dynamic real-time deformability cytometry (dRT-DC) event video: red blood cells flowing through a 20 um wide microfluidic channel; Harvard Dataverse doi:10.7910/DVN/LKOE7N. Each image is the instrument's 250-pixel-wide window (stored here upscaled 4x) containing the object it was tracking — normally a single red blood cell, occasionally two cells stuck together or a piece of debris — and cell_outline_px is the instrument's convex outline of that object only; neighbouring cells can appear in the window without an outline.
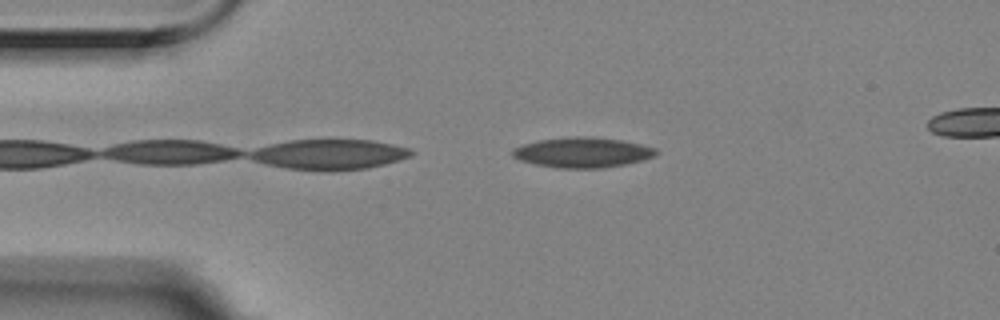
{"species": "Egyptian fruit bat (a non-hibernating species)", "species_latin": "Rousettus aegyptiacus", "temperature_condition": "room temperature", "stored_images_in_passage": 43, "camera_frame_rate_fps": 3000, "um_per_image_px": 0.085, "animal": {"sex": "female"}, "frame": {"image": 1, "passage_image": 4, "time_ms": 1.0, "image_size_px": [1000, 320], "cell_outline_px": [[660, 152], [644, 160], [624, 164], [600, 168], [560, 168], [536, 164], [520, 160], [512, 156], [512, 148], [524, 144], [540, 140], [576, 136], [580, 136], [624, 140], [656, 148]], "centroid_in_image_um": [49.53, 12.96], "position_along_channel_um": 35.5, "area_um2": 25.03}}
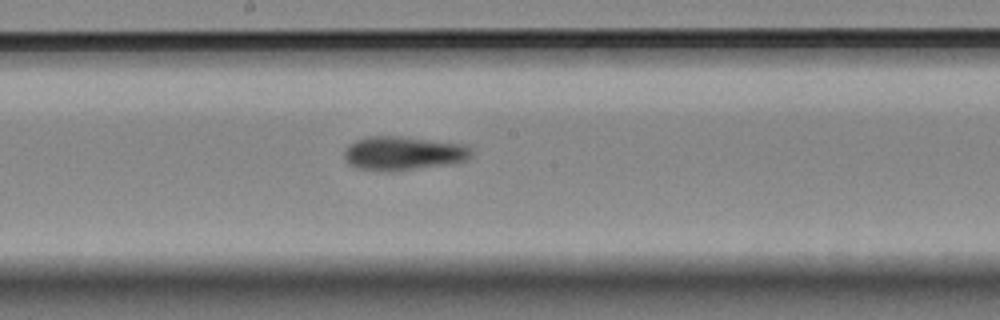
{"frame": {"image": 2, "passage_image": 22, "time_ms": 7.0, "image_size_px": [1000, 320], "cell_outline_px": [[472, 152], [464, 160], [448, 164], [388, 172], [356, 168], [348, 164], [344, 156], [344, 152], [348, 144], [356, 140], [368, 136], [400, 136], [464, 144]], "centroid_in_image_um": [34.19, 13.03], "position_along_channel_um": 214.0, "area_um2": 24.91}}
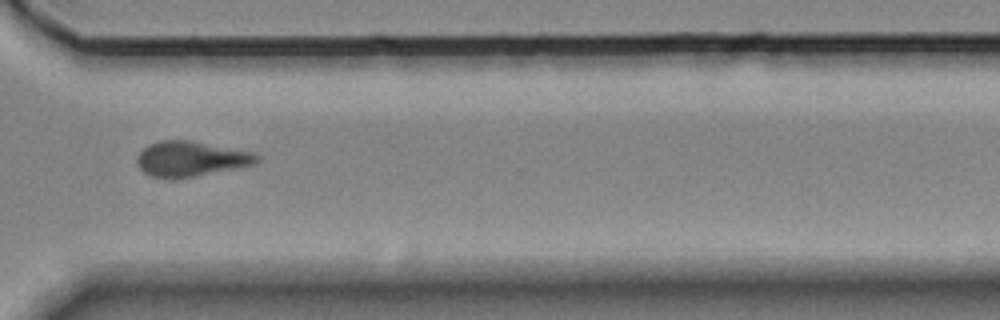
{"frame": {"image": 3, "passage_image": 34, "time_ms": 11.0, "image_size_px": [1000, 320], "cell_outline_px": [[260, 160], [252, 164], [172, 180], [152, 176], [144, 172], [136, 164], [136, 156], [148, 144], [160, 140], [188, 140], [256, 152], [260, 156]], "centroid_in_image_um": [16.18, 13.49], "position_along_channel_um": 354.4, "area_um2": 24.45}, "authors_computed_cell_mechanics": {"area_um2": 24.7962, "velocity_mm_per_s": 3.508, "shape_relaxation_time_tau1_ms": 5.9639, "shape_relaxation_time_tau2_ms": 4.7738, "deformation_change_tau1": 0.1265, "deformation_change_tau2": 0.1183}}